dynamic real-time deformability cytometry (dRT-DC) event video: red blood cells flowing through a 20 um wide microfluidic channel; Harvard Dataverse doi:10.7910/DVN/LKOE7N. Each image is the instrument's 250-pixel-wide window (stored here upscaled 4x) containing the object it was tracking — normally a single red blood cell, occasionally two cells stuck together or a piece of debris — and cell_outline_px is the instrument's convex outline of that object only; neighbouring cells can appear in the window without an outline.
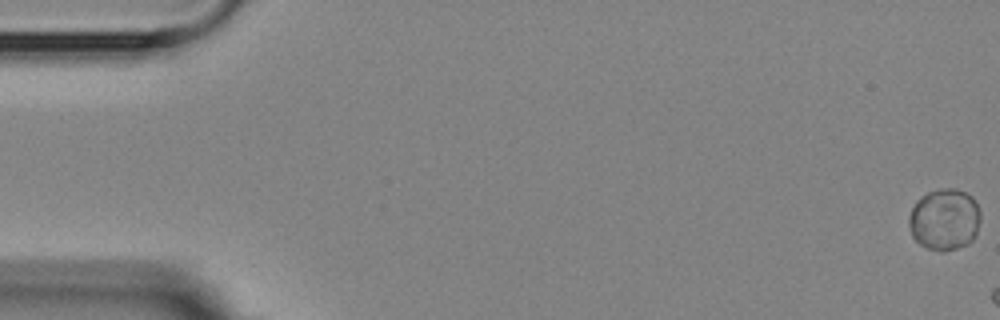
{"species": "Egyptian fruit bat (a non-hibernating species)", "species_latin": "Rousettus aegyptiacus", "temperature_condition": "room temperature", "stored_images_in_passage": 3, "camera_frame_rate_fps": 3000, "um_per_image_px": 0.085, "animal": {"sex": "female"}, "frame": {"image": 1, "passage_image": 1, "time_ms": 0.0, "image_size_px": [1000, 320], "cell_outline_px": [[980, 220], [976, 236], [968, 244], [944, 252], [940, 252], [928, 248], [920, 244], [912, 236], [908, 224], [908, 216], [916, 200], [920, 196], [928, 192], [944, 188], [952, 188], [964, 192], [972, 196], [980, 212]], "centroid_in_image_um": [80.27, 18.66], "position_along_channel_um": 4.7, "area_um2": 25.89}}